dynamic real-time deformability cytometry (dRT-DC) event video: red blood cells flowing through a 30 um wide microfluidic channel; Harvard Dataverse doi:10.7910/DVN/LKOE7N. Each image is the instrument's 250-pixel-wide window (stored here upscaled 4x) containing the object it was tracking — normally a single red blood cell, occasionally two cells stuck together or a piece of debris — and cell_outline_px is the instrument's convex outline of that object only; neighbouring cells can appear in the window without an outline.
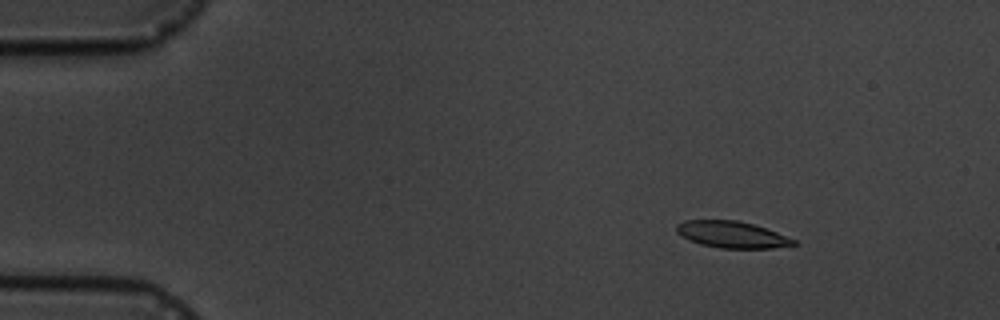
{"species": "common noctule bat (a hibernating species)", "species_latin": "Nyctalus noctula", "temperature_condition": "cold", "stored_images_in_passage": 17, "camera_frame_rate_fps": 3000, "um_per_image_px": 0.085, "animal": {"sex": "male", "body_mass_g": 19.5, "forearm_length_mm": 54.6}, "frame": {"image": 1, "passage_image": 3, "time_ms": 2.333, "image_size_px": [1000, 320], "cell_outline_px": [[800, 244], [772, 248], [720, 248], [700, 244], [688, 240], [676, 232], [676, 224], [684, 220], [736, 220], [752, 224], [776, 232], [796, 240]], "centroid_in_image_um": [62.19, 19.94], "position_along_channel_um": 22.8, "area_um2": 18.15}}
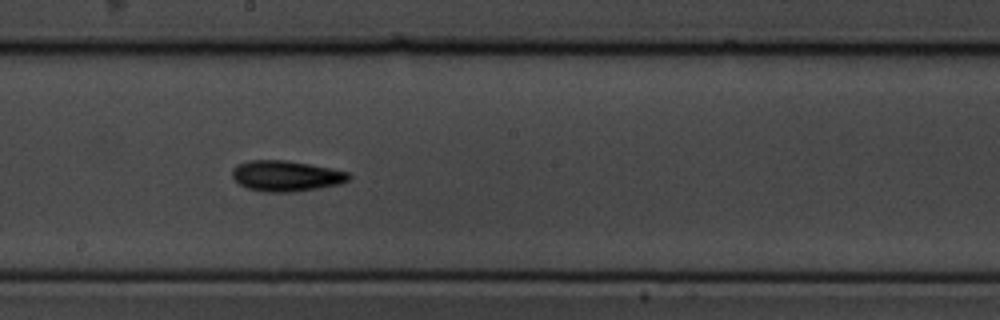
{"frame": {"image": 2, "passage_image": 10, "time_ms": 10.333, "image_size_px": [1000, 320], "cell_outline_px": [[352, 176], [348, 180], [340, 184], [320, 188], [292, 192], [264, 192], [248, 188], [240, 184], [232, 176], [232, 168], [236, 164], [248, 160], [288, 160], [332, 168], [348, 172]], "centroid_in_image_um": [24.32, 14.95], "position_along_channel_um": 223.9, "area_um2": 21.04}}
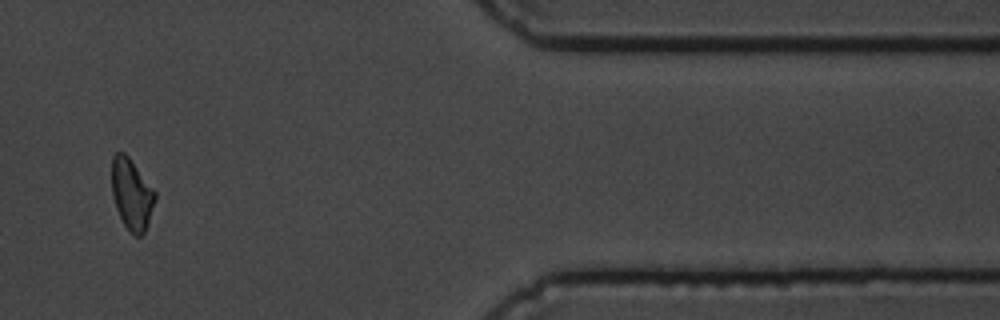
{"frame": {"image": 3, "passage_image": 15, "time_ms": 16.333, "image_size_px": [1000, 320], "cell_outline_px": [[156, 200], [148, 224], [144, 232], [140, 236], [132, 236], [124, 224], [116, 208], [112, 192], [112, 156], [116, 152], [124, 152], [128, 156], [156, 192]], "centroid_in_image_um": [11.2, 16.52], "position_along_channel_um": 400.2, "area_um2": 17.92}, "authors_computed_cell_mechanics": {"area_um2": 18.5538, "velocity_mm_per_s": 3.5218, "shape_relaxation_time_tau1_ms": 2.6366, "shape_relaxation_time_tau2_ms": 7.2469, "deformation_change_tau1": 0.0891, "deformation_change_tau2": 0.1551}}